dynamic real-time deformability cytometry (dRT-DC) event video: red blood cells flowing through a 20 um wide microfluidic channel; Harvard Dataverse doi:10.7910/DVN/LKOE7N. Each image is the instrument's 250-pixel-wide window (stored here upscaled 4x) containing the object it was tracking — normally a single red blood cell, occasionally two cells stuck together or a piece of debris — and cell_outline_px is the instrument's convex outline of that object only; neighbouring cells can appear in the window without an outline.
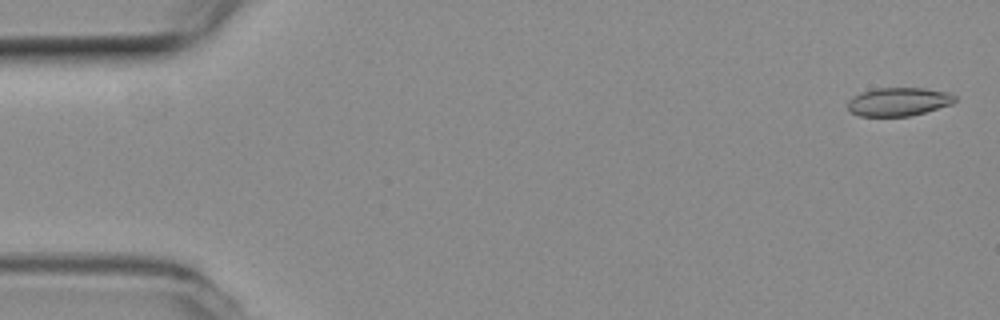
{"species": "common noctule bat (a hibernating species)", "species_latin": "Nyctalus noctula", "temperature_condition": "room temperature", "stored_images_in_passage": 54, "camera_frame_rate_fps": 3000, "um_per_image_px": 0.085, "animal": {"sex": "female", "body_mass_g": 19.3, "forearm_length_mm": 54.1}, "frame": {"image": 1, "passage_image": 2, "time_ms": 0.333, "image_size_px": [1000, 320], "cell_outline_px": [[956, 100], [952, 104], [924, 112], [908, 116], [860, 116], [852, 112], [848, 108], [848, 100], [852, 96], [876, 88], [924, 88], [948, 92], [956, 96]], "centroid_in_image_um": [76.39, 8.64], "position_along_channel_um": 8.6, "area_um2": 17.63}}
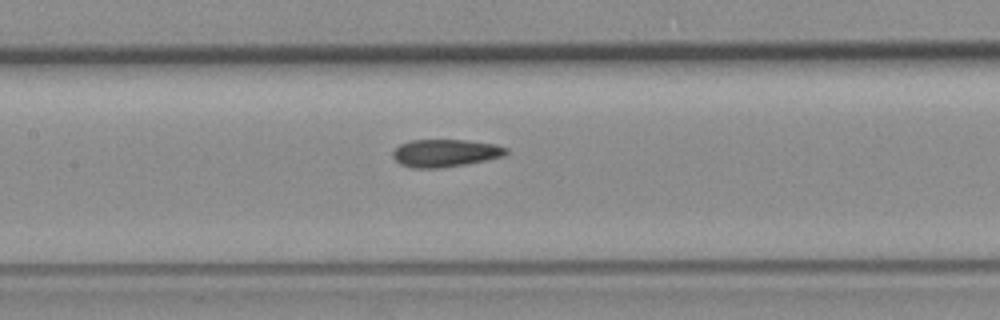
{"frame": {"image": 2, "passage_image": 25, "time_ms": 8.0, "image_size_px": [1000, 320], "cell_outline_px": [[508, 152], [504, 156], [464, 164], [440, 168], [412, 168], [400, 164], [392, 156], [392, 152], [400, 144], [412, 140], [464, 140], [496, 144], [508, 148]], "centroid_in_image_um": [37.84, 13.01], "position_along_channel_um": 169.6, "area_um2": 18.15}}
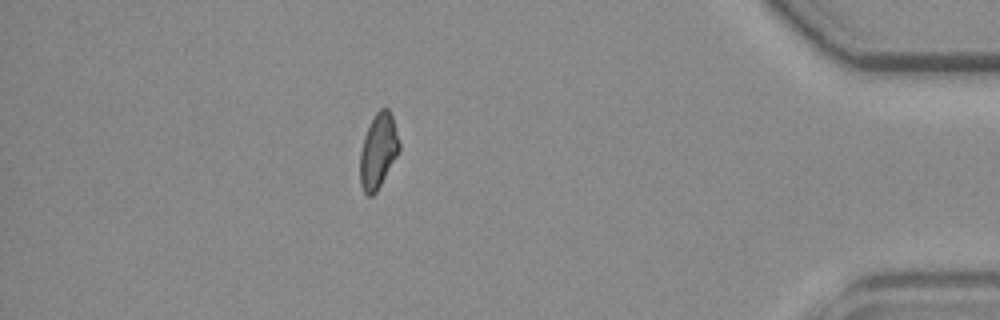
{"frame": {"image": 3, "passage_image": 47, "time_ms": 15.333, "image_size_px": [1000, 320], "cell_outline_px": [[400, 148], [396, 156], [376, 192], [372, 196], [368, 196], [364, 192], [360, 184], [360, 152], [364, 136], [376, 112], [380, 108], [388, 108], [392, 116], [400, 144]], "centroid_in_image_um": [32.13, 12.83], "position_along_channel_um": 403.1, "area_um2": 16.76}, "authors_computed_cell_mechanics": {"area_um2": 18.1203, "velocity_mm_per_s": 3.8477, "shape_relaxation_time_tau1_ms": null, "shape_relaxation_time_tau2_ms": 2.7128, "deformation_change_tau1": null, "deformation_change_tau2": 0.1067}}